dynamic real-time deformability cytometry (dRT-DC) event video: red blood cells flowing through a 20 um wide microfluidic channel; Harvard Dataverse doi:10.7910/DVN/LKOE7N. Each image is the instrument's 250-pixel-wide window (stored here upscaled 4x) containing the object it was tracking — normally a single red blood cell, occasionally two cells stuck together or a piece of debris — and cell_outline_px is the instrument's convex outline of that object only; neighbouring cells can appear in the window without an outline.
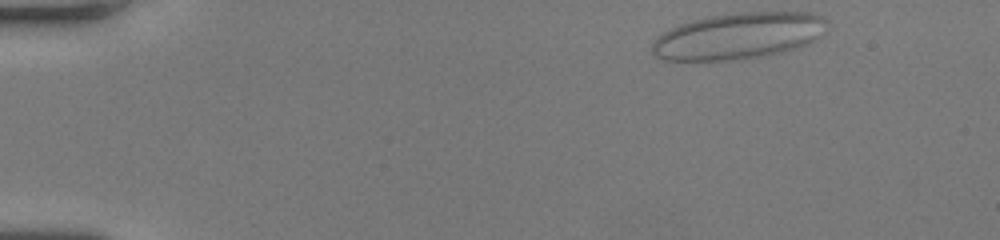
{"species": "human", "species_latin": "Homo sapiens", "temperature_condition": "room temperature", "stored_images_in_passage": 48, "camera_frame_rate_fps": 3000, "um_per_image_px": 0.085, "donor": {"sex": "female"}, "frame": {"image": 1, "passage_image": 1, "time_ms": 0.0, "image_size_px": [1000, 240], "cell_outline_px": [[828, 28], [816, 40], [800, 48], [784, 52], [740, 60], [664, 60], [652, 56], [652, 44], [656, 36], [680, 24], [692, 20], [712, 16], [740, 12], [812, 12], [824, 16], [828, 20]], "centroid_in_image_um": [62.83, 3.06], "position_along_channel_um": 22.2, "area_um2": 47.92}}
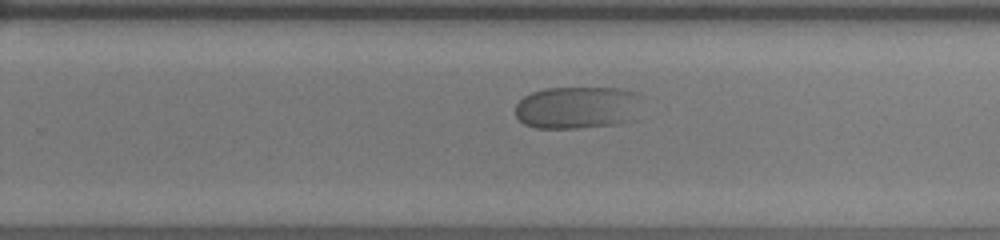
{"frame": {"image": 2, "passage_image": 30, "time_ms": 9.667, "image_size_px": [1000, 240], "cell_outline_px": [[640, 96], [636, 120], [616, 124], [576, 128], [536, 128], [524, 124], [516, 116], [516, 104], [524, 96], [532, 92], [544, 88], [620, 88], [640, 92]], "centroid_in_image_um": [49.11, 9.13], "position_along_channel_um": 280.7, "area_um2": 31.67}}
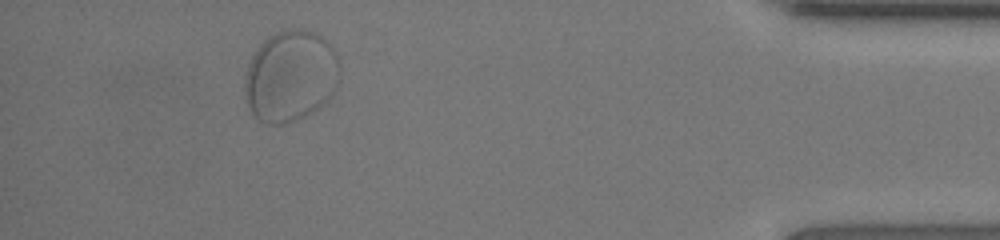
{"frame": {"image": 3, "passage_image": 44, "time_ms": 14.333, "image_size_px": [1000, 240], "cell_outline_px": [[340, 80], [336, 88], [324, 104], [312, 112], [304, 116], [280, 124], [268, 124], [252, 116], [244, 100], [244, 76], [248, 64], [256, 48], [268, 36], [276, 32], [288, 28], [300, 28], [316, 32], [328, 40], [332, 44], [340, 60]], "centroid_in_image_um": [24.7, 6.43], "position_along_channel_um": 410.5, "area_um2": 51.67}}